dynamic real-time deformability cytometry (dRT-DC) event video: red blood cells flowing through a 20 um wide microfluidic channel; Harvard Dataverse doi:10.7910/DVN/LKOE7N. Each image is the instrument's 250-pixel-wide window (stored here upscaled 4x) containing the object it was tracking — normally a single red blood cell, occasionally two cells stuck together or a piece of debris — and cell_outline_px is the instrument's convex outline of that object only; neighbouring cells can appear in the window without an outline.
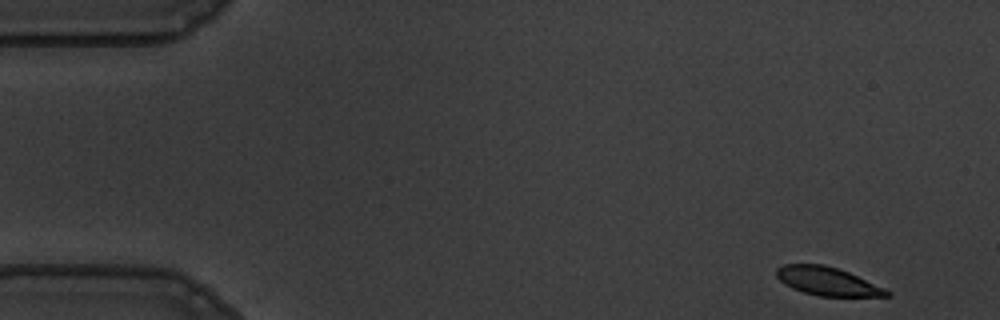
{"species": "common noctule bat (a hibernating species)", "species_latin": "Nyctalus noctula", "temperature_condition": "warm", "stored_images_in_passage": 54, "camera_frame_rate_fps": 3000, "um_per_image_px": 0.085, "animal": {"sex": "male", "body_mass_g": 19.5, "forearm_length_mm": 54.6}, "frame": {"image": 1, "passage_image": 1, "time_ms": 0.0, "image_size_px": [1000, 320], "cell_outline_px": [[892, 296], [820, 296], [804, 292], [792, 288], [784, 284], [776, 276], [776, 268], [784, 264], [824, 264], [848, 272], [884, 288], [892, 292]], "centroid_in_image_um": [70.31, 23.9], "position_along_channel_um": 14.7, "area_um2": 18.09}}
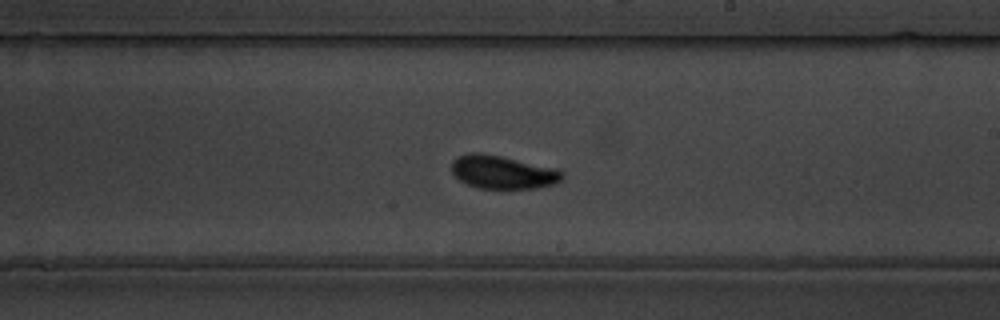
{"frame": {"image": 2, "passage_image": 30, "time_ms": 9.667, "image_size_px": [1000, 320], "cell_outline_px": [[564, 176], [556, 184], [536, 188], [480, 188], [468, 184], [460, 180], [452, 172], [452, 160], [468, 152], [480, 152], [500, 156], [552, 168], [564, 172]], "centroid_in_image_um": [42.71, 14.63], "position_along_channel_um": 246.3, "area_um2": 21.1}}
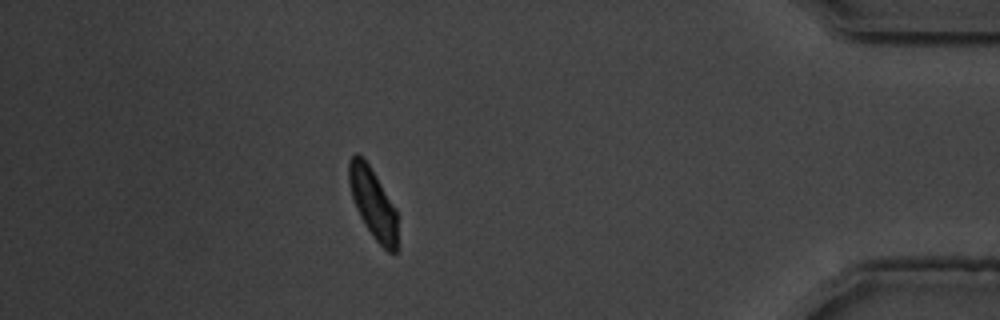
{"frame": {"image": 3, "passage_image": 47, "time_ms": 15.333, "image_size_px": [1000, 320], "cell_outline_px": [[400, 248], [396, 252], [388, 252], [372, 236], [360, 216], [356, 208], [352, 196], [348, 180], [348, 160], [356, 152], [368, 164], [376, 176], [396, 208]], "centroid_in_image_um": [31.75, 17.34], "position_along_channel_um": 403.5, "area_um2": 20.11}, "authors_computed_cell_mechanics": {"area_um2": 20.4323, "velocity_mm_per_s": 3.5639, "shape_relaxation_time_tau1_ms": 2.0072, "shape_relaxation_time_tau2_ms": 1.5469, "deformation_change_tau1": 0.1054, "deformation_change_tau2": 0.0531}}